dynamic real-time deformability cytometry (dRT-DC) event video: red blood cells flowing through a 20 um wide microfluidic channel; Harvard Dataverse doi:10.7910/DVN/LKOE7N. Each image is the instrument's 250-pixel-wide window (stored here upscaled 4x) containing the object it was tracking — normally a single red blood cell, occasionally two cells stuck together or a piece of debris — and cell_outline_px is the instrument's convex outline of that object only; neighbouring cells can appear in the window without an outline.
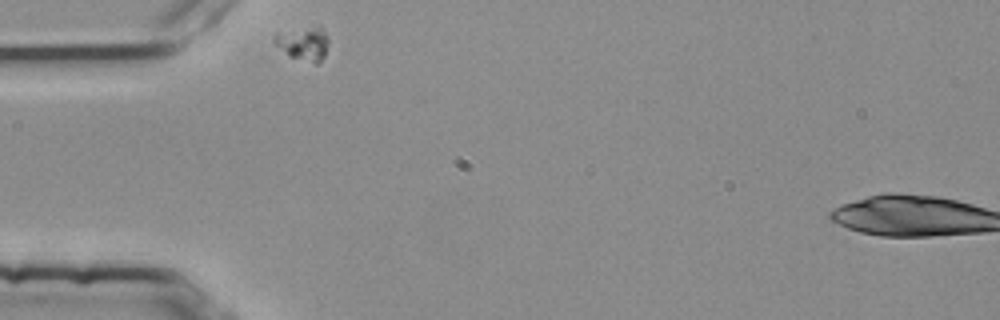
{"species": "common noctule bat (a hibernating species)", "species_latin": "Nyctalus noctula", "temperature_condition": "room temperature", "stored_images_in_passage": 34, "camera_frame_rate_fps": 3000, "um_per_image_px": 0.085, "animal": {"sex": "female", "body_mass_g": 25.1}, "frame": {"image": 1, "passage_image": 1, "time_ms": 0.0, "image_size_px": [1000, 320], "cell_outline_px": [[328, 44], [324, 56], [316, 64], [288, 56], [272, 40], [272, 36], [320, 24], [328, 36]], "centroid_in_image_um": [25.84, 3.7], "position_along_channel_um": 59.2, "area_um2": 10.46}}